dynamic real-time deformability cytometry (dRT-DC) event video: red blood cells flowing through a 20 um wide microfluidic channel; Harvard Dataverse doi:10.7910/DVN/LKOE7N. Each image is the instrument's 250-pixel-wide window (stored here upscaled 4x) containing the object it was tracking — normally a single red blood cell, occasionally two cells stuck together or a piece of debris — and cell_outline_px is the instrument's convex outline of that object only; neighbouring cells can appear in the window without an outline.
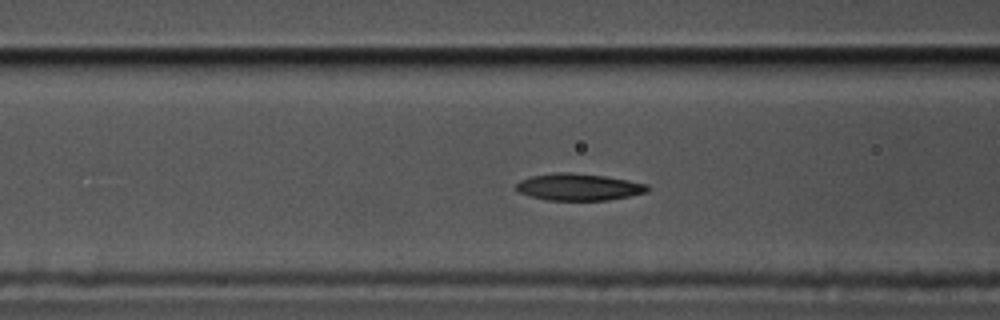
{"species": "common noctule bat (a hibernating species)", "species_latin": "Nyctalus noctula", "temperature_condition": "cold", "stored_images_in_passage": 50, "camera_frame_rate_fps": 3000, "um_per_image_px": 0.085, "animal": {"sex": "male", "body_mass_g": 17.5, "forearm_length_mm": 52.3}, "frame": {"image": 1, "passage_image": 15, "time_ms": 4.667, "image_size_px": [1000, 320], "cell_outline_px": [[648, 192], [608, 200], [548, 200], [528, 196], [520, 192], [516, 188], [516, 184], [520, 180], [532, 176], [556, 172], [572, 172], [604, 176], [628, 180], [648, 184]], "centroid_in_image_um": [49.18, 15.89], "position_along_channel_um": 117.4, "area_um2": 20.52}}
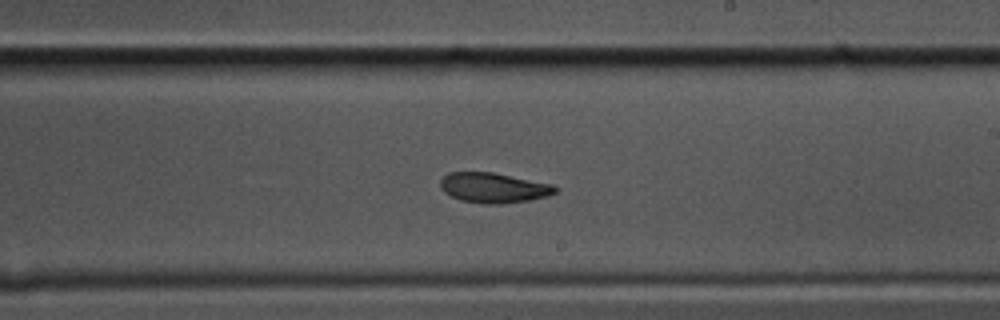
{"frame": {"image": 2, "passage_image": 26, "time_ms": 8.333, "image_size_px": [1000, 320], "cell_outline_px": [[560, 188], [556, 192], [548, 196], [528, 200], [500, 204], [484, 204], [460, 200], [444, 192], [440, 188], [440, 180], [448, 172], [492, 172], [552, 184]], "centroid_in_image_um": [41.95, 15.96], "position_along_channel_um": 247.0, "area_um2": 20.17}}
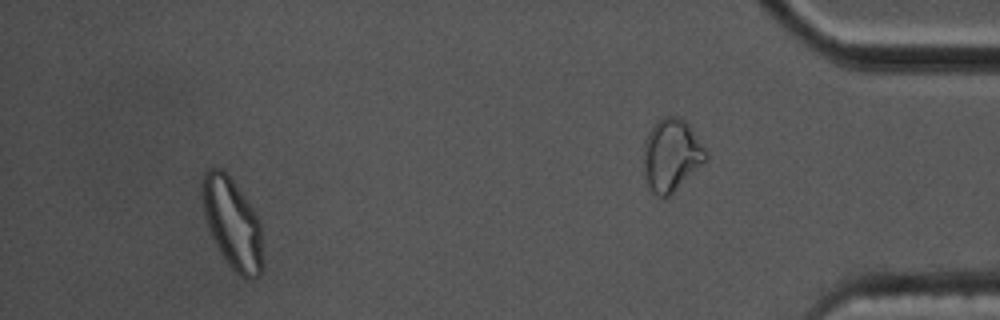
{"frame": {"image": 3, "passage_image": 46, "time_ms": 15.0, "image_size_px": [1000, 320], "cell_outline_px": [[264, 268], [260, 276], [256, 280], [244, 280], [228, 264], [220, 252], [208, 228], [204, 212], [200, 192], [204, 172], [208, 168], [220, 168], [232, 180], [256, 212], [260, 220], [264, 264]], "centroid_in_image_um": [19.78, 19.05], "position_along_channel_um": 415.4, "area_um2": 32.48}}